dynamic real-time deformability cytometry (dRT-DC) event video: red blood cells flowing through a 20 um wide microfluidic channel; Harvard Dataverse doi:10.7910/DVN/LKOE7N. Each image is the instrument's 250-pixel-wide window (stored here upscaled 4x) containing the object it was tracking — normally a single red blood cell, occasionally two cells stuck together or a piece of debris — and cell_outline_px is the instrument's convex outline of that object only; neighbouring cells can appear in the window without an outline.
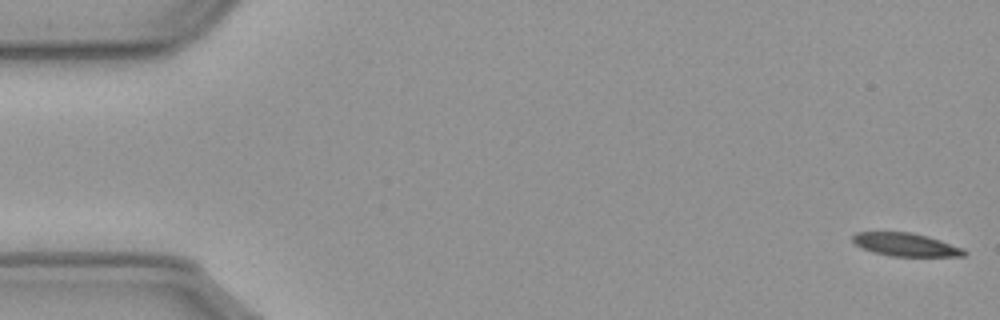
{"species": "common noctule bat (a hibernating species)", "species_latin": "Nyctalus noctula", "temperature_condition": "cold", "stored_images_in_passage": 14, "camera_frame_rate_fps": 3000, "um_per_image_px": 0.085, "animal": {"sex": "male", "body_mass_g": 23.1, "forearm_length_mm": 52.7}, "frame": {"image": 1, "passage_image": 1, "time_ms": 0.0, "image_size_px": [1000, 320], "cell_outline_px": [[968, 252], [964, 256], [892, 256], [876, 252], [864, 248], [856, 244], [852, 240], [852, 236], [856, 232], [912, 232], [928, 236], [964, 248]], "centroid_in_image_um": [77.03, 20.78], "position_along_channel_um": 8.0, "area_um2": 14.91}}
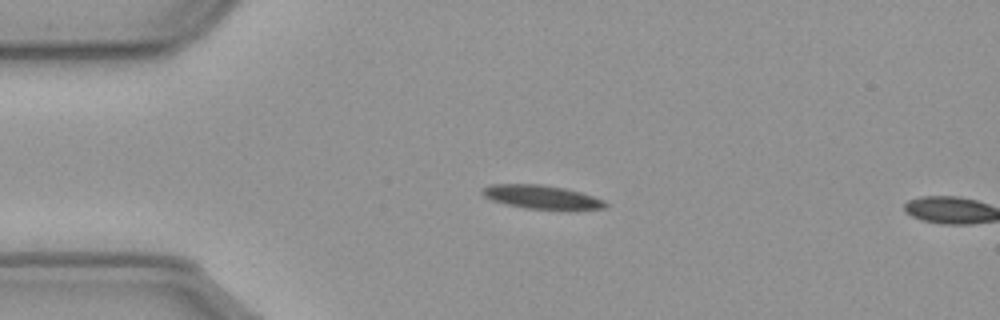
{"frame": {"image": 2, "passage_image": 13, "time_ms": 4.0, "image_size_px": [1000, 320], "cell_outline_px": [[608, 204], [604, 208], [568, 212], [524, 208], [492, 200], [484, 196], [484, 188], [492, 184], [536, 184], [564, 188], [580, 192], [604, 200]], "centroid_in_image_um": [46.15, 16.79], "position_along_channel_um": 38.8, "area_um2": 17.28}}